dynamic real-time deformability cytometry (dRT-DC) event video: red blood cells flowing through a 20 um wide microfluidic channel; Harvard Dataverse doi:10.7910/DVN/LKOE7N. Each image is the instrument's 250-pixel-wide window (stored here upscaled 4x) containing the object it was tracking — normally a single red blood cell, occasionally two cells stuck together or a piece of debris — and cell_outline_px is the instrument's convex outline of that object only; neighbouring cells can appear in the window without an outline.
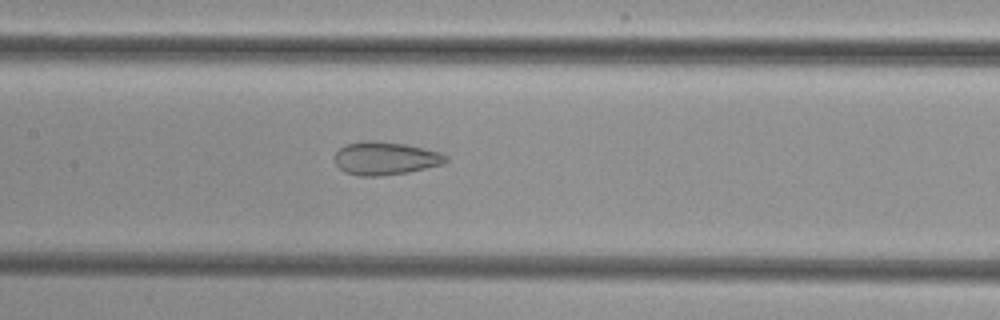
{"species": "common noctule bat (a hibernating species)", "species_latin": "Nyctalus noctula", "temperature_condition": "cold", "stored_images_in_passage": 53, "camera_frame_rate_fps": 3000, "um_per_image_px": 0.085, "animal": {"sex": "female", "body_mass_g": 29.2, "forearm_length_mm": 56.3}, "frame": {"image": 1, "passage_image": 26, "time_ms": 8.333, "image_size_px": [1000, 320], "cell_outline_px": [[448, 160], [444, 164], [408, 172], [380, 176], [360, 176], [344, 172], [336, 164], [332, 156], [344, 144], [364, 140], [372, 140], [404, 144], [424, 148], [440, 152], [448, 156]], "centroid_in_image_um": [32.73, 13.45], "position_along_channel_um": 174.7, "area_um2": 21.68}}
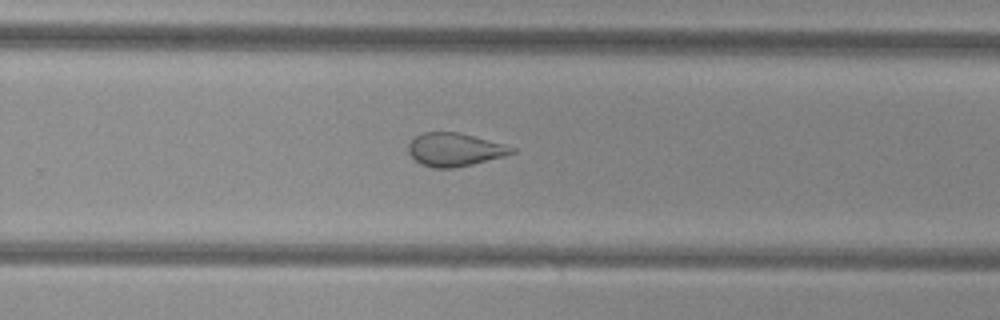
{"frame": {"image": 2, "passage_image": 35, "time_ms": 11.333, "image_size_px": [1000, 320], "cell_outline_px": [[516, 152], [504, 156], [472, 164], [452, 168], [432, 168], [420, 164], [408, 152], [408, 144], [420, 132], [460, 132], [504, 144], [516, 148]], "centroid_in_image_um": [38.64, 12.71], "position_along_channel_um": 291.2, "area_um2": 20.06}}
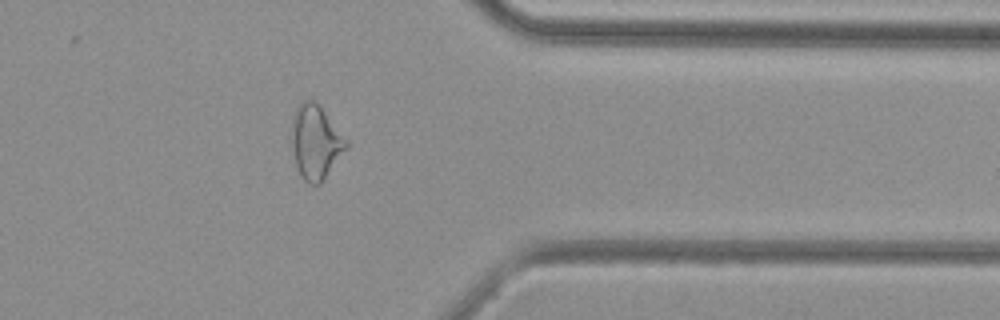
{"frame": {"image": 3, "passage_image": 43, "time_ms": 14.0, "image_size_px": [1000, 320], "cell_outline_px": [[348, 144], [320, 184], [308, 184], [300, 176], [296, 164], [288, 136], [292, 116], [300, 100], [312, 100], [324, 112], [348, 140]], "centroid_in_image_um": [26.74, 12.06], "position_along_channel_um": 384.7, "area_um2": 23.52}}